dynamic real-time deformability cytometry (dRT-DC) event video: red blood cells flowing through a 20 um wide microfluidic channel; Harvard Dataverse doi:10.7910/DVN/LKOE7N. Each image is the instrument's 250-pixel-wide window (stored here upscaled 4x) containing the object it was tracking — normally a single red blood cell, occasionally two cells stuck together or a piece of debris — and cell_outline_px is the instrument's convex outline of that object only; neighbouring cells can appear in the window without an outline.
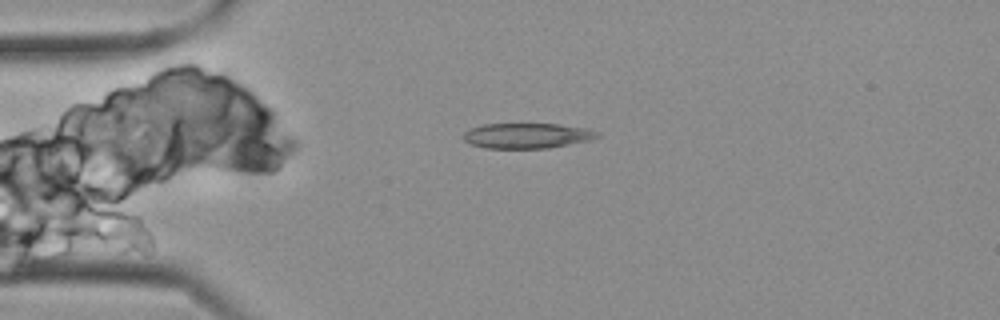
{"species": "Egyptian fruit bat (a non-hibernating species)", "species_latin": "Rousettus aegyptiacus", "temperature_condition": "cold", "stored_images_in_passage": 6, "camera_frame_rate_fps": 3000, "um_per_image_px": 0.085, "frame": {"image": 1, "passage_image": 1, "time_ms": 0.0, "image_size_px": [1000, 320], "cell_outline_px": [[600, 136], [588, 140], [548, 148], [484, 148], [472, 144], [464, 140], [460, 136], [468, 128], [484, 124], [560, 124], [588, 128], [596, 132]], "centroid_in_image_um": [44.73, 11.52], "position_along_channel_um": 40.3, "area_um2": 19.71}}
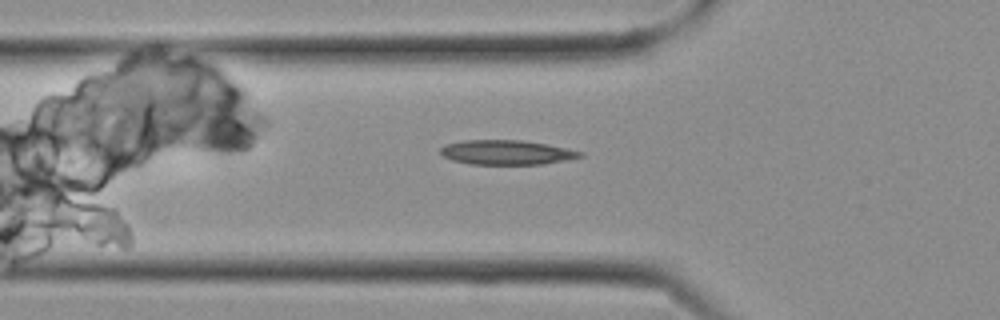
{"frame": {"image": 2, "passage_image": 4, "time_ms": 1.0, "image_size_px": [1000, 320], "cell_outline_px": [[584, 156], [568, 160], [544, 164], [468, 164], [452, 160], [444, 156], [440, 152], [440, 148], [444, 144], [464, 140], [520, 140], [544, 144], [584, 152]], "centroid_in_image_um": [43.04, 12.96], "position_along_channel_um": 82.8, "area_um2": 19.94}}
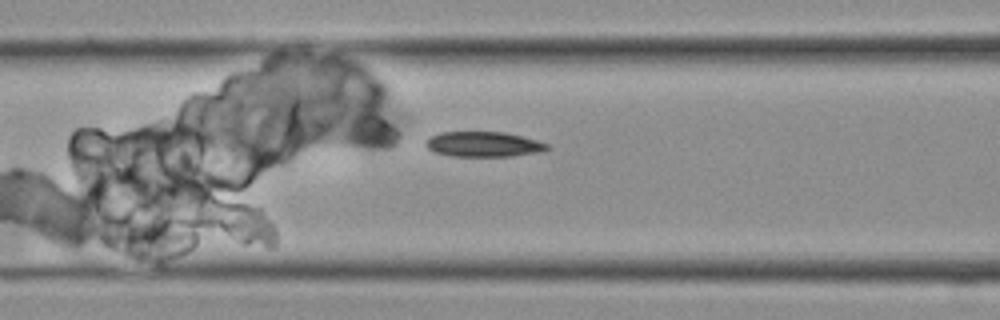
{"frame": {"image": 3, "passage_image": 6, "time_ms": 1.667, "image_size_px": [1000, 320], "cell_outline_px": [[552, 148], [540, 152], [512, 156], [452, 156], [436, 152], [428, 148], [428, 140], [432, 136], [444, 132], [504, 132], [536, 140], [548, 144]], "centroid_in_image_um": [41.18, 12.27], "position_along_channel_um": 125.4, "area_um2": 17.46}}